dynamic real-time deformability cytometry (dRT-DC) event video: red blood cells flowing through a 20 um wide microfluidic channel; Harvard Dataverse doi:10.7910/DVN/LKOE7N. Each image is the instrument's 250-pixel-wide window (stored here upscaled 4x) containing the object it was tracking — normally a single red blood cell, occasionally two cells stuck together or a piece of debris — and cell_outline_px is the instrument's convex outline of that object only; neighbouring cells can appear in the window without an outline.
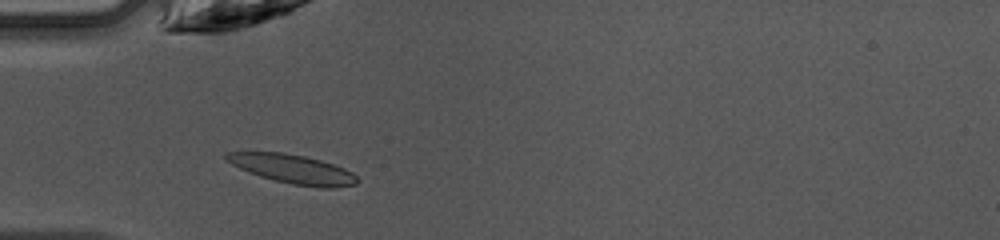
{"species": "common noctule bat (a hibernating species)", "species_latin": "Nyctalus noctula", "temperature_condition": "warm", "stored_images_in_passage": 47, "camera_frame_rate_fps": 3000, "um_per_image_px": 0.085, "animal": {"sex": "female", "body_mass_g": 10.0, "forearm_length_mm": 53.1}, "frame": {"image": 1, "passage_image": 15, "time_ms": 4.667, "image_size_px": [1000, 240], "cell_outline_px": [[360, 180], [356, 184], [332, 188], [320, 188], [292, 184], [260, 176], [248, 172], [224, 160], [224, 152], [284, 152], [304, 156], [320, 160], [344, 168], [352, 172]], "centroid_in_image_um": [24.88, 14.36], "position_along_channel_um": 60.1, "area_um2": 22.08}}
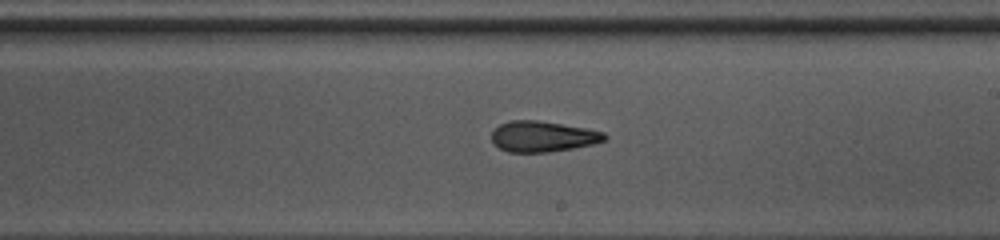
{"frame": {"image": 2, "passage_image": 28, "time_ms": 9.0, "image_size_px": [1000, 240], "cell_outline_px": [[608, 136], [604, 140], [592, 144], [572, 148], [548, 152], [508, 152], [492, 144], [492, 132], [500, 124], [512, 120], [536, 120], [588, 128], [604, 132]], "centroid_in_image_um": [46.13, 11.6], "position_along_channel_um": 242.9, "area_um2": 20.17}}
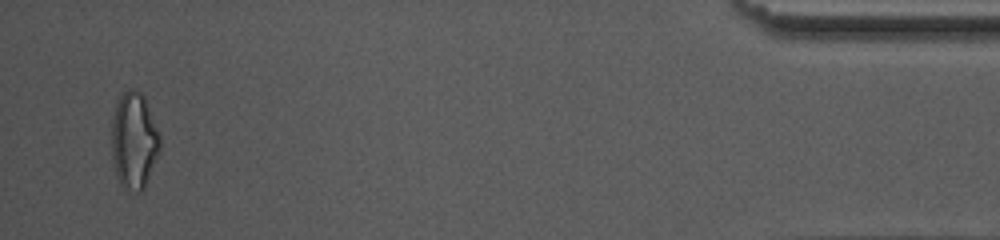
{"frame": {"image": 3, "passage_image": 46, "time_ms": 15.0, "image_size_px": [1000, 240], "cell_outline_px": [[160, 152], [144, 188], [140, 192], [136, 192], [124, 188], [120, 184], [116, 176], [112, 160], [112, 120], [116, 104], [120, 96], [128, 88], [136, 88], [144, 96], [160, 136]], "centroid_in_image_um": [11.39, 11.96], "position_along_channel_um": 423.8, "area_um2": 27.34}, "authors_computed_cell_mechanics": {"area_um2": 20.9236, "velocity_mm_per_s": 4.2574, "shape_relaxation_time_tau1_ms": 7.5746, "shape_relaxation_time_tau2_ms": 2.0288, "deformation_change_tau1": 0.1985, "deformation_change_tau2": 0.1084}}